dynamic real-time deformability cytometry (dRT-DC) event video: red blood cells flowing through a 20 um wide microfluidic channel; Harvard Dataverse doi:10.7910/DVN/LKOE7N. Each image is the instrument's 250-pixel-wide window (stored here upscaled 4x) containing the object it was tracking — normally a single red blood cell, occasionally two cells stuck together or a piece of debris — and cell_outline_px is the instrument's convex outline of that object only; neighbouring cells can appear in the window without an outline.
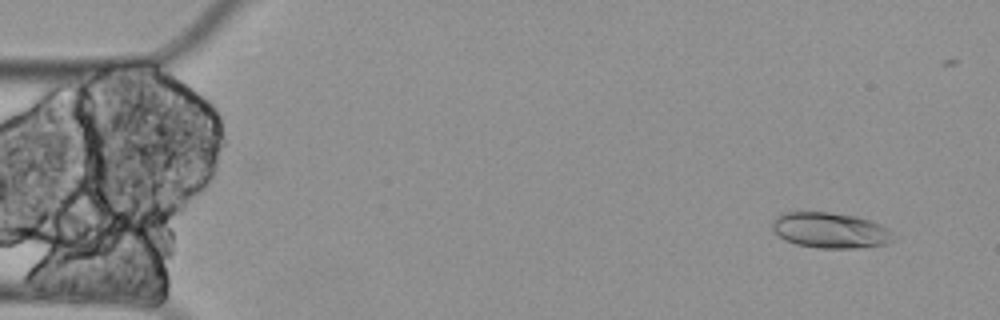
{"species": "Egyptian fruit bat (a non-hibernating species)", "species_latin": "Rousettus aegyptiacus", "temperature_condition": "cold", "stored_images_in_passage": 10, "camera_frame_rate_fps": 3000, "um_per_image_px": 0.085, "animal": {"sex": "female"}, "frame": {"image": 1, "passage_image": 1, "time_ms": 0.0, "image_size_px": [1000, 320], "cell_outline_px": [[888, 244], [856, 248], [816, 248], [796, 244], [780, 236], [772, 228], [772, 224], [780, 216], [788, 212], [828, 212], [856, 216], [880, 224], [888, 228]], "centroid_in_image_um": [70.55, 19.58], "position_along_channel_um": 14.4, "area_um2": 24.39}}
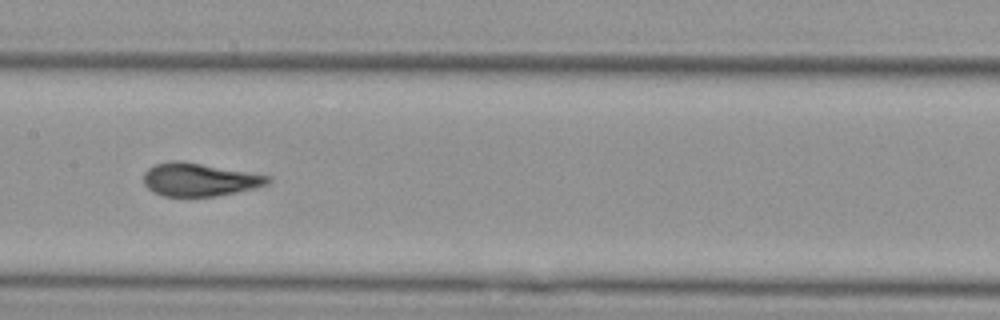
{"frame": {"image": 2, "passage_image": 7, "time_ms": 2.0, "image_size_px": [1000, 320], "cell_outline_px": [[272, 180], [268, 184], [256, 188], [216, 196], [164, 196], [148, 188], [144, 184], [144, 172], [148, 168], [156, 164], [172, 160], [180, 160], [272, 176]], "centroid_in_image_um": [16.98, 15.26], "position_along_channel_um": 190.4, "area_um2": 23.93}}
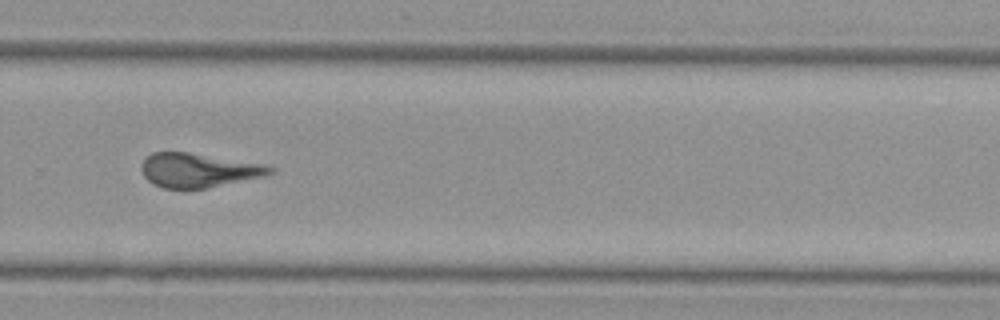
{"frame": {"image": 3, "passage_image": 10, "time_ms": 3.0, "image_size_px": [1000, 320], "cell_outline_px": [[276, 172], [264, 176], [208, 188], [164, 188], [152, 184], [144, 176], [140, 168], [140, 164], [152, 152], [188, 152], [264, 164], [276, 168]], "centroid_in_image_um": [16.88, 14.47], "position_along_channel_um": 312.9, "area_um2": 25.61}}